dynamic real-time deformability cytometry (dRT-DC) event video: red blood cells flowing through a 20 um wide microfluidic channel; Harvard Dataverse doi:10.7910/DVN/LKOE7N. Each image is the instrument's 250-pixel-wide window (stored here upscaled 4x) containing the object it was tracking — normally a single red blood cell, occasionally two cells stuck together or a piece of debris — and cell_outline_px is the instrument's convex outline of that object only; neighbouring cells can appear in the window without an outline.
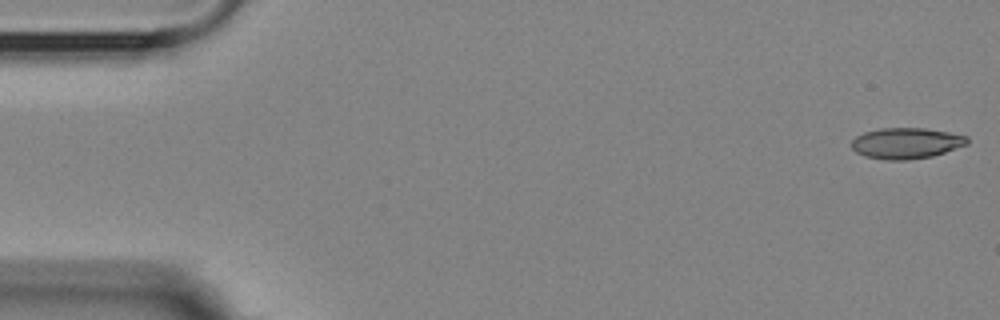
{"species": "Egyptian fruit bat (a non-hibernating species)", "species_latin": "Rousettus aegyptiacus", "temperature_condition": "room temperature", "stored_images_in_passage": 5, "camera_frame_rate_fps": 3000, "um_per_image_px": 0.085, "animal": {"sex": "female"}, "frame": {"image": 1, "passage_image": 1, "time_ms": 0.0, "image_size_px": [1000, 320], "cell_outline_px": [[968, 144], [932, 156], [908, 160], [884, 160], [864, 156], [856, 152], [852, 148], [852, 140], [856, 136], [864, 132], [880, 128], [924, 128], [948, 132], [968, 136]], "centroid_in_image_um": [77.01, 12.17], "position_along_channel_um": 8.0, "area_um2": 20.87}}
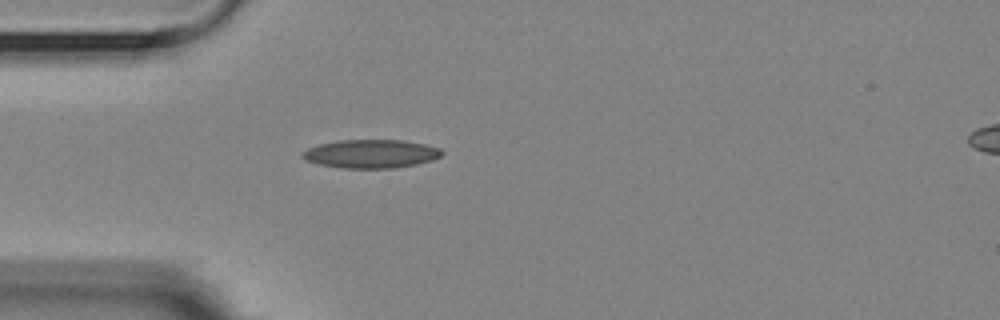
{"frame": {"image": 2, "passage_image": 5, "time_ms": 4.667, "image_size_px": [1000, 320], "cell_outline_px": [[444, 152], [440, 156], [432, 160], [416, 164], [392, 168], [340, 168], [320, 164], [304, 160], [300, 156], [300, 152], [308, 148], [320, 144], [340, 140], [404, 140], [424, 144], [440, 148]], "centroid_in_image_um": [31.5, 13.07], "position_along_channel_um": 53.5, "area_um2": 23.18}}